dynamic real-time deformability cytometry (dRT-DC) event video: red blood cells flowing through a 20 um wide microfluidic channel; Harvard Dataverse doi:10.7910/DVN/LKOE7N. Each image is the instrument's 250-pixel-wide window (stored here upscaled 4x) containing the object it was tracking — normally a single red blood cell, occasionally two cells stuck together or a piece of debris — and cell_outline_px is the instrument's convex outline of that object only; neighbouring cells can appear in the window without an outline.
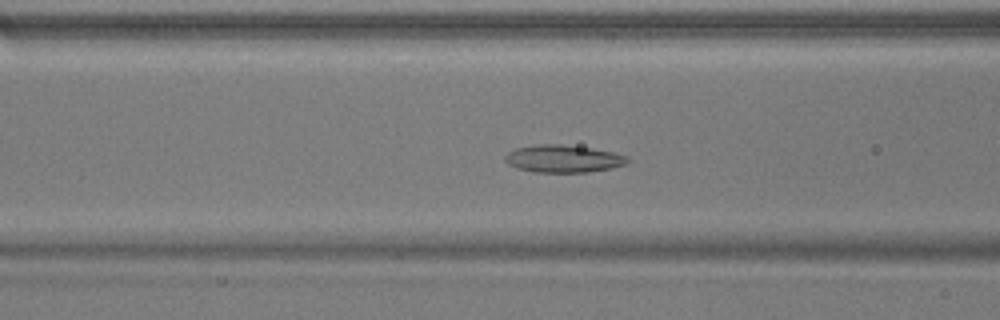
{"species": "common noctule bat (a hibernating species)", "species_latin": "Nyctalus noctula", "temperature_condition": "warm", "stored_images_in_passage": 36, "camera_frame_rate_fps": 3000, "um_per_image_px": 0.085, "animal": {"sex": "male", "body_mass_g": 17.9}, "frame": {"image": 1, "passage_image": 11, "time_ms": 3.333, "image_size_px": [1000, 320], "cell_outline_px": [[628, 164], [612, 168], [588, 172], [532, 172], [516, 168], [508, 164], [504, 160], [504, 156], [508, 152], [516, 148], [540, 144], [560, 144], [592, 148], [612, 152], [628, 156]], "centroid_in_image_um": [47.87, 13.5], "position_along_channel_um": 118.7, "area_um2": 19.71}}
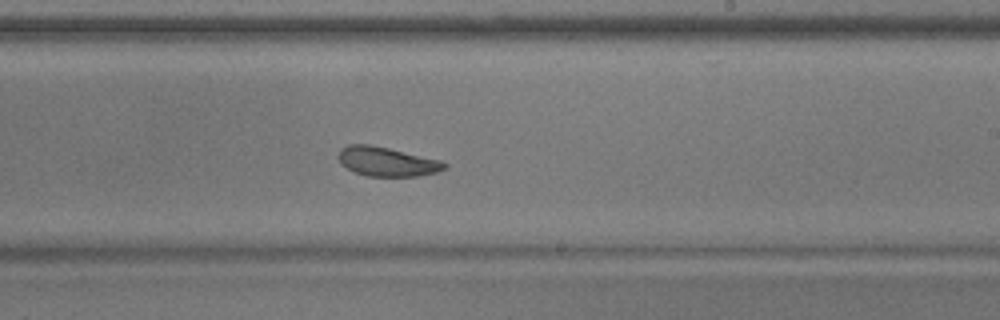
{"frame": {"image": 2, "passage_image": 22, "time_ms": 7.0, "image_size_px": [1000, 320], "cell_outline_px": [[448, 168], [436, 172], [416, 176], [368, 176], [352, 172], [340, 164], [336, 156], [340, 148], [348, 144], [368, 144], [388, 148], [440, 160], [448, 164]], "centroid_in_image_um": [32.82, 13.73], "position_along_channel_um": 256.2, "area_um2": 18.26}}
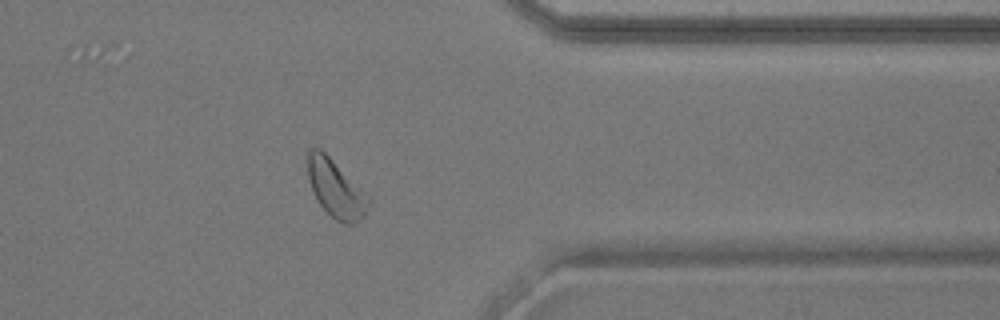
{"frame": {"image": 3, "passage_image": 33, "time_ms": 10.667, "image_size_px": [1000, 320], "cell_outline_px": [[372, 200], [364, 216], [356, 224], [344, 224], [336, 220], [320, 204], [312, 188], [308, 176], [308, 152], [312, 148], [320, 148], [372, 196]], "centroid_in_image_um": [28.62, 16.05], "position_along_channel_um": 382.8, "area_um2": 20.58}, "authors_computed_cell_mechanics": {"area_um2": 18.9584, "velocity_mm_per_s": 3.7563, "shape_relaxation_time_tau1_ms": 4.8985, "shape_relaxation_time_tau2_ms": 1.8513, "deformation_change_tau1": 0.0937, "deformation_change_tau2": 0.0894}}